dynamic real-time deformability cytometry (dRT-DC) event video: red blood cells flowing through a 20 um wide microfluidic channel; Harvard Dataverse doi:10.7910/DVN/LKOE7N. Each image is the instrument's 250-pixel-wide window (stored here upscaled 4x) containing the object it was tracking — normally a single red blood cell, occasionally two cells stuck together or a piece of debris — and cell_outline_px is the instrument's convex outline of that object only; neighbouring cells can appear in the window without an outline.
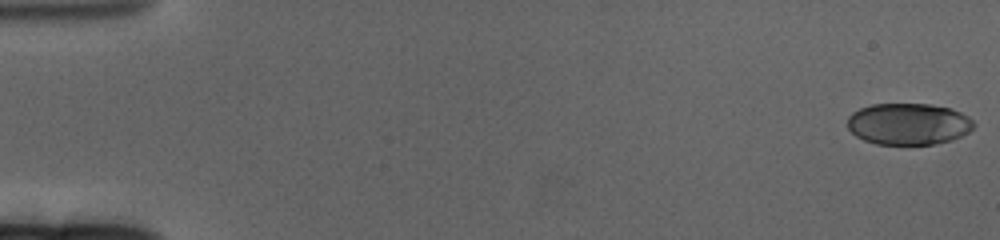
{"species": "human", "species_latin": "Homo sapiens", "temperature_condition": "cold", "stored_images_in_passage": 20, "camera_frame_rate_fps": 3000, "um_per_image_px": 0.085, "donor": {"sex": "female"}, "frame": {"image": 1, "passage_image": 1, "time_ms": 0.0, "image_size_px": [1000, 240], "cell_outline_px": [[972, 128], [968, 132], [952, 140], [932, 144], [876, 144], [864, 140], [856, 136], [848, 128], [848, 116], [852, 112], [860, 108], [872, 104], [928, 104], [948, 108], [960, 112], [968, 116], [972, 120]], "centroid_in_image_um": [77.18, 10.53], "position_along_channel_um": 7.8, "area_um2": 30.4}}
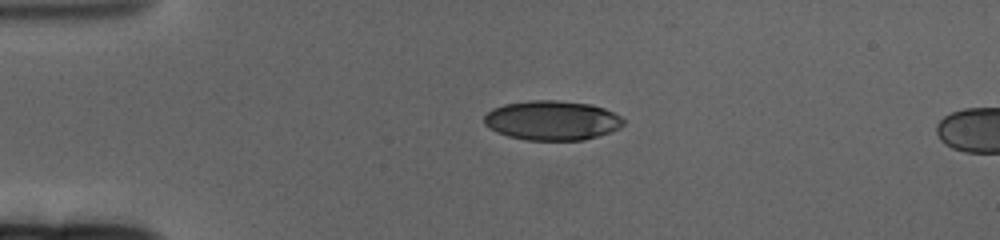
{"frame": {"image": 2, "passage_image": 15, "time_ms": 4.667, "image_size_px": [1000, 240], "cell_outline_px": [[624, 124], [608, 132], [584, 140], [528, 140], [508, 136], [484, 124], [484, 116], [492, 108], [504, 104], [528, 100], [556, 100], [588, 104], [604, 108], [620, 116], [624, 120]], "centroid_in_image_um": [46.9, 10.22], "position_along_channel_um": 38.1, "area_um2": 31.73}}